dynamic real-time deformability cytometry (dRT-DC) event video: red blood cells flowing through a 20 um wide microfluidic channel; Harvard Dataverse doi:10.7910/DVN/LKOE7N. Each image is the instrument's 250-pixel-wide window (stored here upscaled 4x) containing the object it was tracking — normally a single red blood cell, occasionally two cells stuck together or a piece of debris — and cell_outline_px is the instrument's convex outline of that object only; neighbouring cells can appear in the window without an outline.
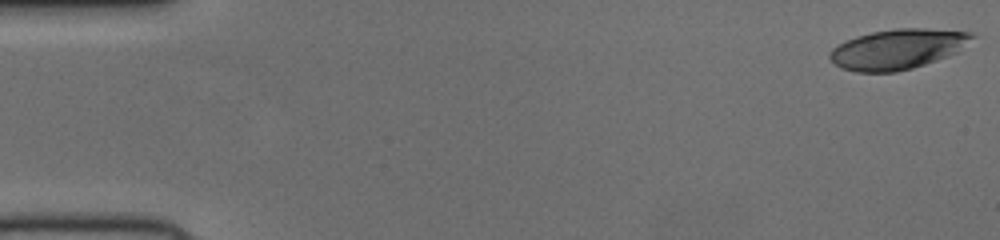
{"species": "human", "species_latin": "Homo sapiens", "temperature_condition": "cold", "stored_images_in_passage": 51, "camera_frame_rate_fps": 3000, "um_per_image_px": 0.085, "donor": {"sex": "female"}, "frame": {"image": 1, "passage_image": 1, "time_ms": 0.0, "image_size_px": [1000, 240], "cell_outline_px": [[976, 36], [956, 52], [924, 64], [912, 68], [892, 72], [856, 72], [844, 68], [836, 64], [828, 56], [828, 52], [832, 48], [856, 36], [872, 32], [896, 28], [924, 28], [972, 32]], "centroid_in_image_um": [76.29, 4.16], "position_along_channel_um": 8.7, "area_um2": 32.77}}
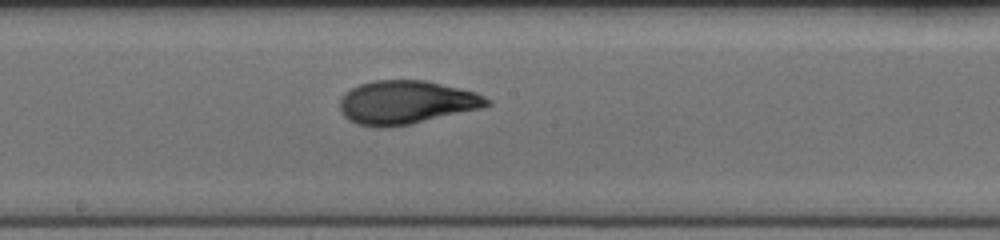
{"frame": {"image": 2, "passage_image": 28, "time_ms": 9.0, "image_size_px": [1000, 240], "cell_outline_px": [[492, 104], [480, 108], [408, 124], [384, 128], [376, 128], [356, 124], [348, 120], [344, 116], [340, 108], [340, 100], [352, 88], [360, 84], [372, 80], [424, 80], [476, 92], [492, 100]], "centroid_in_image_um": [34.51, 8.7], "position_along_channel_um": 213.7, "area_um2": 36.99}}
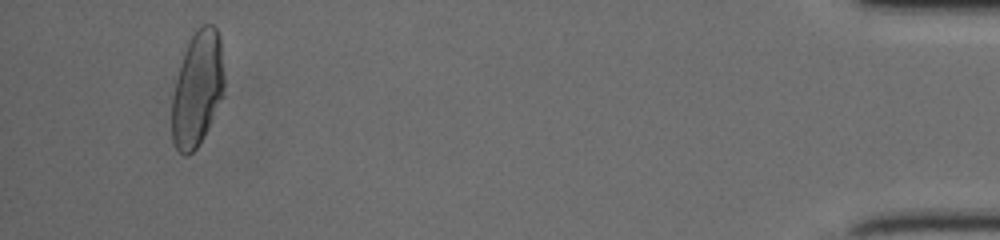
{"frame": {"image": 3, "passage_image": 49, "time_ms": 16.0, "image_size_px": [1000, 240], "cell_outline_px": [[224, 84], [220, 96], [208, 128], [204, 136], [196, 148], [188, 156], [184, 156], [176, 148], [172, 140], [172, 96], [180, 64], [188, 40], [196, 28], [204, 24], [212, 24], [216, 28], [220, 40], [224, 80]], "centroid_in_image_um": [16.74, 7.54], "position_along_channel_um": 418.5, "area_um2": 34.62}}